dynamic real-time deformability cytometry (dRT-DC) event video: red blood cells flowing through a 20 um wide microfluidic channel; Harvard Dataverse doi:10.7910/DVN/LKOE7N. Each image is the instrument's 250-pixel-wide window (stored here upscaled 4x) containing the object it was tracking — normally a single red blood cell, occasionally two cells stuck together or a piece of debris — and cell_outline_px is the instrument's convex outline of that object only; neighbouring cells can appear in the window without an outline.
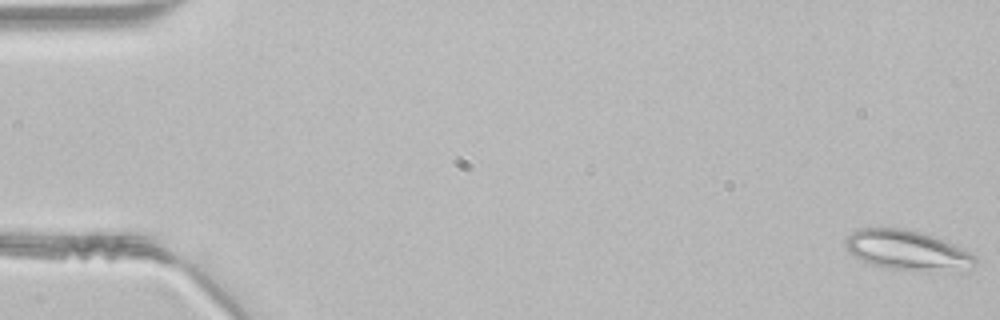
{"species": "common noctule bat (a hibernating species)", "species_latin": "Nyctalus noctula", "temperature_condition": "room temperature", "stored_images_in_passage": 49, "camera_frame_rate_fps": 3000, "um_per_image_px": 0.085, "animal": {"sex": "male", "body_mass_g": 21.5, "forearm_length_mm": 52.0}, "frame": {"image": 1, "passage_image": 1, "time_ms": 0.0, "image_size_px": [1000, 320], "cell_outline_px": [[976, 264], [968, 272], [924, 272], [884, 268], [872, 264], [848, 252], [844, 244], [844, 240], [852, 232], [860, 228], [904, 228], [924, 232], [952, 244], [976, 256]], "centroid_in_image_um": [77.19, 21.31], "position_along_channel_um": 7.8, "area_um2": 30.81}}
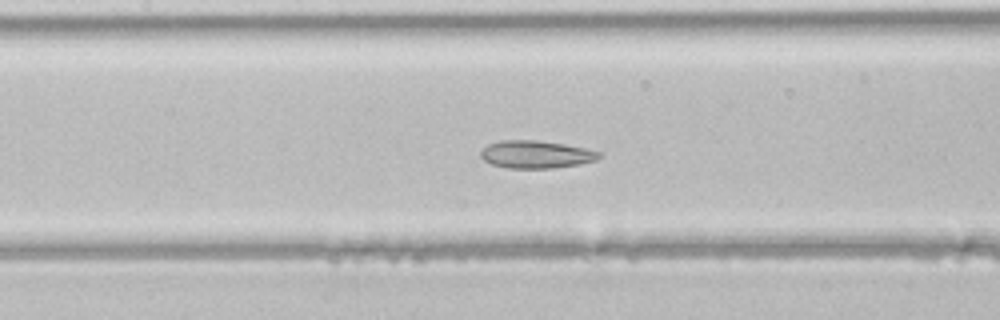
{"frame": {"image": 2, "passage_image": 22, "time_ms": 7.0, "image_size_px": [1000, 320], "cell_outline_px": [[604, 156], [596, 160], [580, 164], [552, 168], [508, 168], [492, 164], [484, 160], [480, 156], [480, 152], [488, 144], [500, 140], [536, 140], [564, 144], [584, 148], [600, 152]], "centroid_in_image_um": [45.57, 13.12], "position_along_channel_um": 161.8, "area_um2": 19.07}}
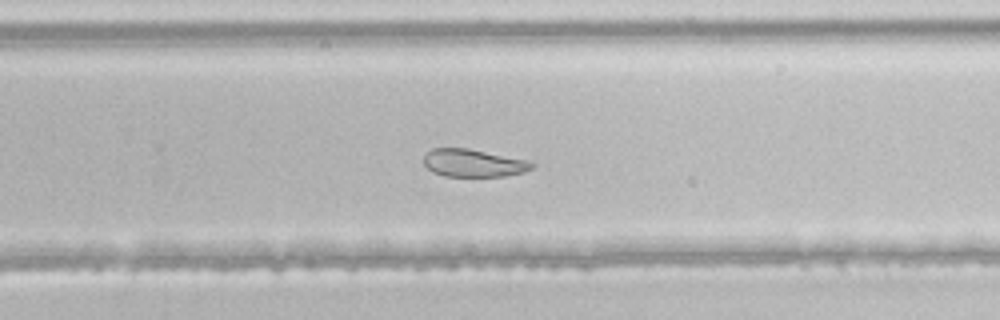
{"frame": {"image": 3, "passage_image": 31, "time_ms": 10.0, "image_size_px": [1000, 320], "cell_outline_px": [[536, 164], [532, 168], [524, 172], [504, 176], [444, 176], [432, 172], [424, 164], [424, 156], [432, 148], [468, 148], [524, 160]], "centroid_in_image_um": [40.2, 13.86], "position_along_channel_um": 289.6, "area_um2": 17.22}}